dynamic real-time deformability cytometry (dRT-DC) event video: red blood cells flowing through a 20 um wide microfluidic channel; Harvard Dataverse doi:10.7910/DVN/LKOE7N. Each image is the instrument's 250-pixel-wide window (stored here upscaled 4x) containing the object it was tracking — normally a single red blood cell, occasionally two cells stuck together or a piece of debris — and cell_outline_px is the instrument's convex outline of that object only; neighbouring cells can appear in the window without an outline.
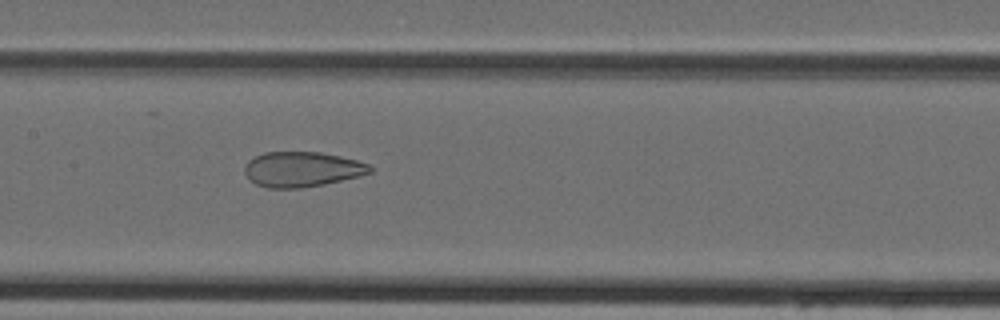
{"species": "Egyptian fruit bat (a non-hibernating species)", "species_latin": "Rousettus aegyptiacus", "temperature_condition": "cold", "stored_images_in_passage": 32, "camera_frame_rate_fps": 3000, "um_per_image_px": 0.085, "animal": {"sex": "female"}, "frame": {"image": 1, "passage_image": 12, "time_ms": 3.667, "image_size_px": [1000, 320], "cell_outline_px": [[372, 172], [360, 176], [324, 184], [300, 188], [268, 188], [256, 184], [248, 180], [244, 172], [244, 168], [248, 160], [264, 152], [320, 152], [340, 156], [356, 160], [368, 164], [372, 168]], "centroid_in_image_um": [25.64, 14.39], "position_along_channel_um": 181.8, "area_um2": 25.72}}
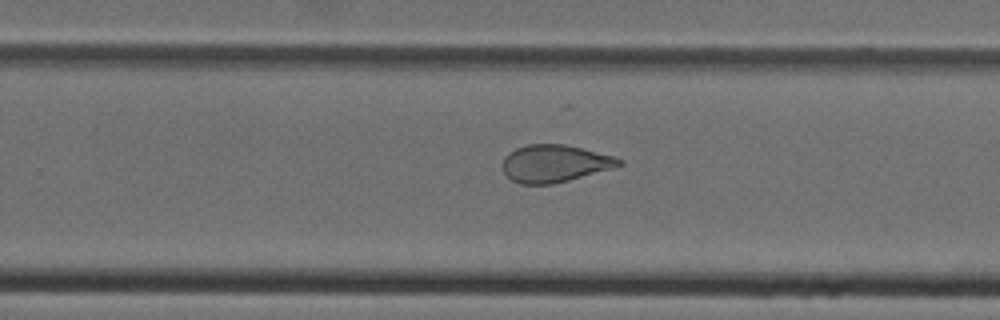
{"frame": {"image": 2, "passage_image": 19, "time_ms": 6.0, "image_size_px": [1000, 320], "cell_outline_px": [[624, 164], [612, 168], [568, 180], [552, 184], [520, 184], [512, 180], [504, 172], [504, 156], [508, 152], [516, 148], [528, 144], [564, 144], [612, 156], [624, 160]], "centroid_in_image_um": [47.13, 13.89], "position_along_channel_um": 282.7, "area_um2": 25.03}}
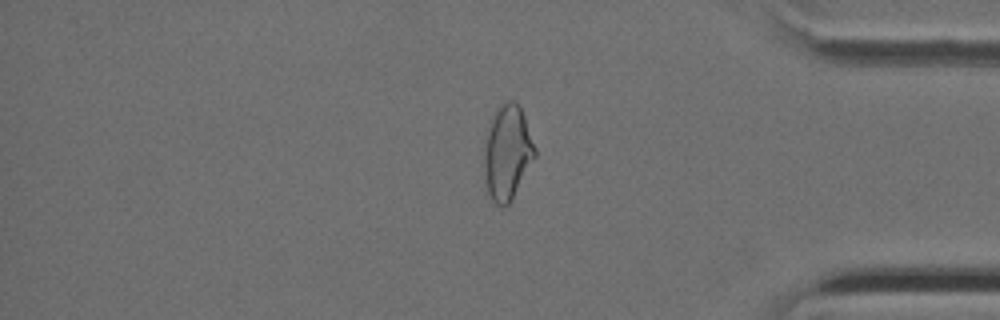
{"frame": {"image": 3, "passage_image": 28, "time_ms": 9.0, "image_size_px": [1000, 320], "cell_outline_px": [[536, 156], [508, 204], [504, 208], [496, 204], [492, 200], [488, 192], [484, 176], [484, 144], [492, 112], [508, 100], [512, 100], [520, 108], [524, 116], [536, 148]], "centroid_in_image_um": [43.1, 12.96], "position_along_channel_um": 392.1, "area_um2": 27.86}}